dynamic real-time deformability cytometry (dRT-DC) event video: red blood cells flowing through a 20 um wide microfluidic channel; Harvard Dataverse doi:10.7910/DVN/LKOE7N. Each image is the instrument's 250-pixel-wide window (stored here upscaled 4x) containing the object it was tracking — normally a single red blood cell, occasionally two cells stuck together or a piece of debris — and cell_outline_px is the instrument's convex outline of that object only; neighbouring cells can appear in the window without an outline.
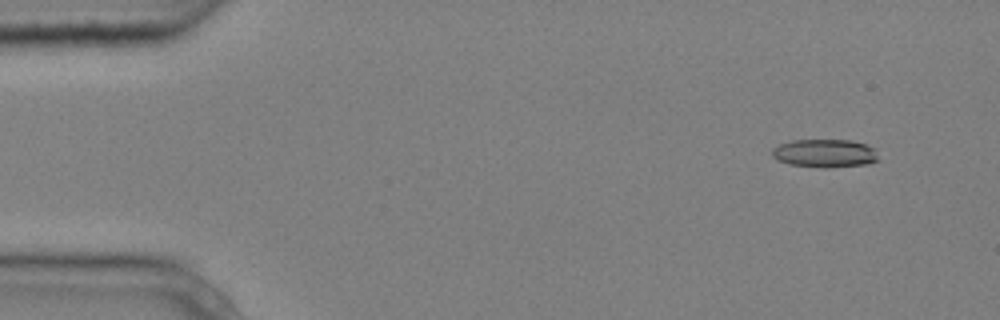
{"species": "common noctule bat (a hibernating species)", "species_latin": "Nyctalus noctula", "temperature_condition": "cold", "stored_images_in_passage": 5, "segment_of_instrument_passage": [2, 2], "camera_frame_rate_fps": 3000, "um_per_image_px": 0.085, "animal": {"sex": "male", "body_mass_g": 20.4}, "frame": {"image": 1, "passage_image": 5, "time_ms": 1.333, "image_size_px": [1000, 320], "cell_outline_px": [[876, 160], [868, 164], [824, 168], [820, 168], [788, 164], [776, 160], [772, 156], [772, 148], [780, 144], [792, 140], [852, 140], [864, 144], [872, 148], [876, 156]], "centroid_in_image_um": [70.03, 13.03], "position_along_channel_um": 15.0, "area_um2": 17.4}}